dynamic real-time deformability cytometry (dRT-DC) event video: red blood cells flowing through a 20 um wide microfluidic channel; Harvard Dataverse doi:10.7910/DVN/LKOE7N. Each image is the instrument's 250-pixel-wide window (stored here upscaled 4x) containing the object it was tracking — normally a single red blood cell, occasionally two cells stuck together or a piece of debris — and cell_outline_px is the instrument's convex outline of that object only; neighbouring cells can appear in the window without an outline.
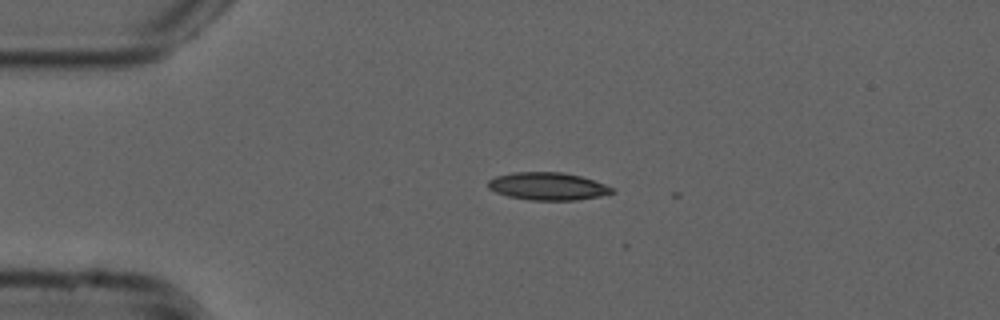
{"species": "common noctule bat (a hibernating species)", "species_latin": "Nyctalus noctula", "temperature_condition": "cold", "stored_images_in_passage": 2, "camera_frame_rate_fps": 3000, "um_per_image_px": 0.085, "animal": {"sex": "male", "forearm_length_mm": 52.5}, "frame": {"image": 1, "passage_image": 1, "time_ms": 0.0, "image_size_px": [1000, 320], "cell_outline_px": [[616, 192], [600, 196], [576, 200], [528, 200], [508, 196], [496, 192], [488, 188], [488, 180], [496, 176], [512, 172], [560, 172], [580, 176], [604, 184], [612, 188]], "centroid_in_image_um": [46.53, 15.83], "position_along_channel_um": 38.5, "area_um2": 19.88}}